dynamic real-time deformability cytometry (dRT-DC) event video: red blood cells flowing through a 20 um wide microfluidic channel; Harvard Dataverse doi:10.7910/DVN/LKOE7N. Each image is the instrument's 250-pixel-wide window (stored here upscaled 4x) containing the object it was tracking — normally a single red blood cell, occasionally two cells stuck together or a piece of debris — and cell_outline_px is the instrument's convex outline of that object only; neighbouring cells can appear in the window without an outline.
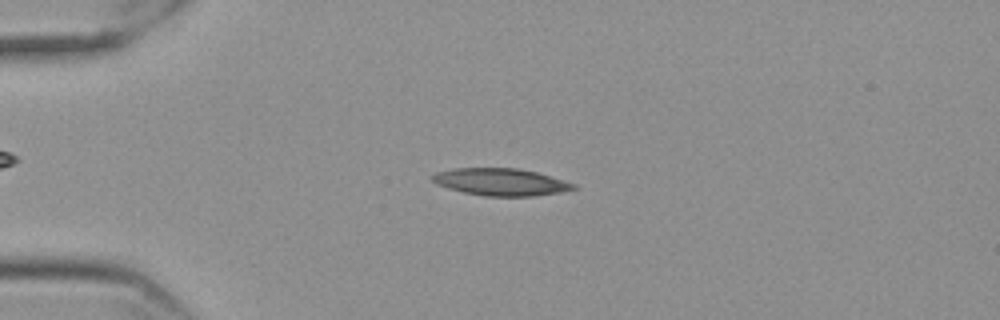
{"species": "Egyptian fruit bat (a non-hibernating species)", "species_latin": "Rousettus aegyptiacus", "temperature_condition": "cold", "stored_images_in_passage": 56, "camera_frame_rate_fps": 3000, "um_per_image_px": 0.085, "frame": {"image": 1, "passage_image": 13, "time_ms": 4.0, "image_size_px": [1000, 320], "cell_outline_px": [[576, 188], [560, 192], [532, 196], [484, 196], [464, 192], [448, 188], [436, 184], [432, 180], [432, 176], [436, 172], [456, 168], [516, 168], [536, 172], [576, 184]], "centroid_in_image_um": [42.54, 15.47], "position_along_channel_um": 42.5, "area_um2": 22.14}}
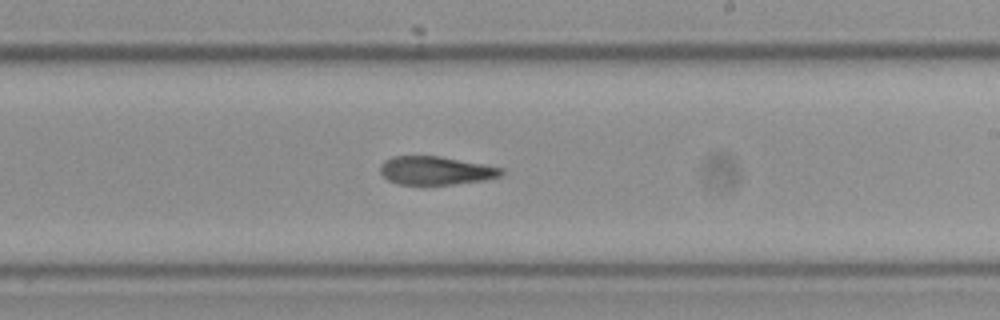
{"frame": {"image": 2, "passage_image": 33, "time_ms": 10.667, "image_size_px": [1000, 320], "cell_outline_px": [[504, 172], [500, 176], [480, 180], [452, 184], [396, 184], [388, 180], [380, 172], [380, 164], [384, 160], [392, 156], [440, 156], [504, 168]], "centroid_in_image_um": [37.0, 14.48], "position_along_channel_um": 252.0, "area_um2": 19.88}}
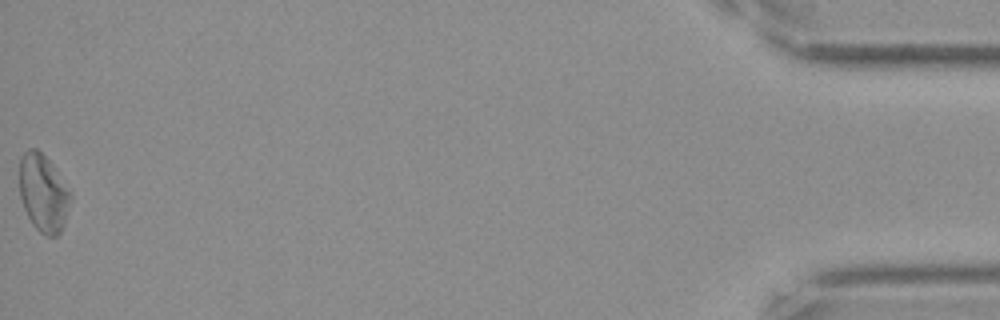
{"frame": {"image": 3, "passage_image": 56, "time_ms": 18.333, "image_size_px": [1000, 320], "cell_outline_px": [[72, 196], [60, 232], [56, 236], [44, 236], [32, 224], [24, 208], [20, 196], [20, 156], [28, 148], [36, 148], [52, 164]], "centroid_in_image_um": [3.65, 16.4], "position_along_channel_um": 431.5, "area_um2": 22.66}, "authors_computed_cell_mechanics": {"area_um2": 21.5883, "velocity_mm_per_s": 3.5514, "shape_relaxation_time_tau1_ms": null, "shape_relaxation_time_tau2_ms": 8.4516, "deformation_change_tau1": null, "deformation_change_tau2": 0.1962}}